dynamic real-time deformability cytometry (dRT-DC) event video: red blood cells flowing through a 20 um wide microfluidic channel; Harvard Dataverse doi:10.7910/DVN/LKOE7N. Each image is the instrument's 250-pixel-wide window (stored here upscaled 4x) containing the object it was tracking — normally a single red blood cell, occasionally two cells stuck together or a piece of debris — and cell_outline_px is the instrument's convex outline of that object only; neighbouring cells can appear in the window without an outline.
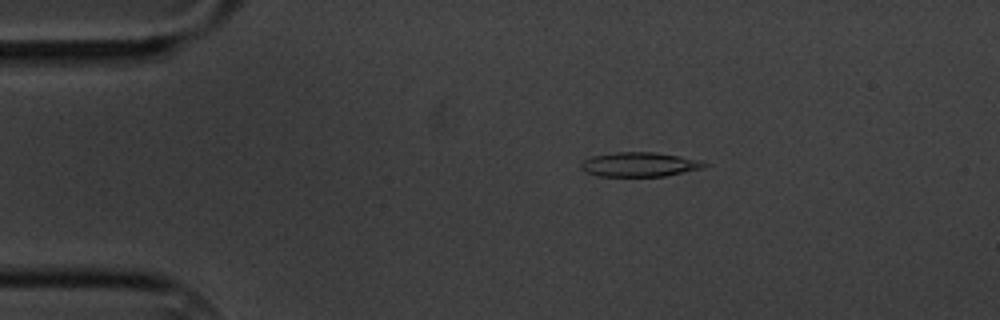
{"species": "common noctule bat (a hibernating species)", "species_latin": "Nyctalus noctula", "temperature_condition": "cold", "stored_images_in_passage": 6, "camera_frame_rate_fps": 3000, "um_per_image_px": 0.085, "animal": {"sex": "male", "body_mass_g": 20.1, "forearm_length_mm": 53.5}, "frame": {"image": 1, "passage_image": 3, "time_ms": 2.333, "image_size_px": [1000, 320], "cell_outline_px": [[712, 164], [700, 168], [664, 176], [600, 176], [584, 172], [580, 168], [580, 164], [584, 160], [592, 156], [616, 152], [656, 152], [700, 160]], "centroid_in_image_um": [54.33, 13.97], "position_along_channel_um": 30.7, "area_um2": 17.46}}
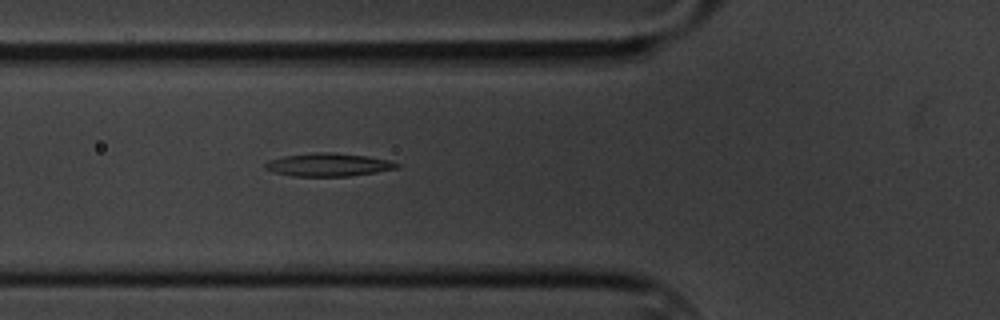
{"frame": {"image": 2, "passage_image": 6, "time_ms": 5.667, "image_size_px": [1000, 320], "cell_outline_px": [[400, 168], [376, 172], [348, 176], [292, 176], [272, 172], [264, 168], [264, 164], [268, 160], [284, 156], [316, 152], [332, 152], [368, 156], [388, 160], [400, 164]], "centroid_in_image_um": [27.9, 14.0], "position_along_channel_um": 97.9, "area_um2": 17.8}}